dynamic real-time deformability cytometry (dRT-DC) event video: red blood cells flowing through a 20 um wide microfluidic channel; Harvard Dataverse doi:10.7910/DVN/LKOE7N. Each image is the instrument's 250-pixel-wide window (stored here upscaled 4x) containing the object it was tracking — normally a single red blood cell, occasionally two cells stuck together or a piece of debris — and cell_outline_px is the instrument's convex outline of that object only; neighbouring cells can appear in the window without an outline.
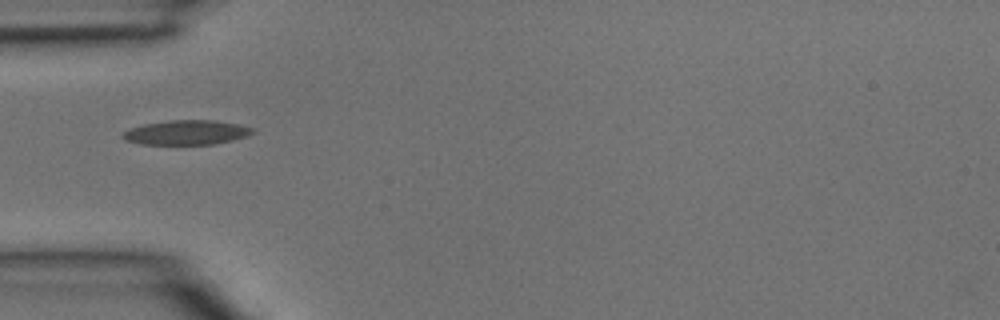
{"species": "common noctule bat (a hibernating species)", "species_latin": "Nyctalus noctula", "temperature_condition": "room temperature", "stored_images_in_passage": 1, "camera_frame_rate_fps": 3000, "um_per_image_px": 0.085, "animal": {"sex": "male", "body_mass_g": 15.6}, "frame": {"image": 1, "passage_image": 1, "time_ms": 0.0, "image_size_px": [1000, 320], "cell_outline_px": [[256, 132], [248, 136], [232, 140], [212, 144], [140, 144], [124, 140], [120, 136], [124, 132], [132, 128], [144, 124], [172, 120], [216, 120], [240, 124], [256, 128]], "centroid_in_image_um": [15.91, 11.25], "position_along_channel_um": 69.1, "area_um2": 18.67}}